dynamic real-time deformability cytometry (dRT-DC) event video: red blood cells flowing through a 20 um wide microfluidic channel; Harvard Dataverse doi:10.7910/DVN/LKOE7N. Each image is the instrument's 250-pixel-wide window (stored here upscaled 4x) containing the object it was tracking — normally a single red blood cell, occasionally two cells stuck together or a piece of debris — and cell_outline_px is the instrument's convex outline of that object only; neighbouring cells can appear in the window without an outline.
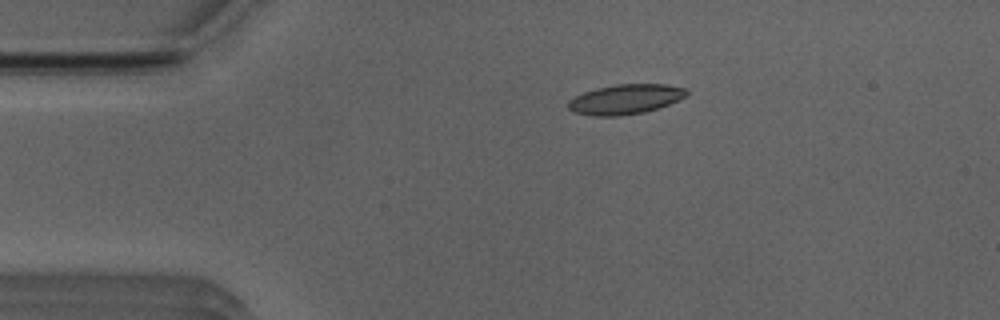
{"species": "Egyptian fruit bat (a non-hibernating species)", "species_latin": "Rousettus aegyptiacus", "temperature_condition": "room temperature", "stored_images_in_passage": 43, "camera_frame_rate_fps": 3000, "um_per_image_px": 0.085, "animal": {"sex": "male"}, "frame": {"image": 1, "passage_image": 1, "time_ms": 0.0, "image_size_px": [1000, 320], "cell_outline_px": [[688, 96], [668, 104], [644, 112], [620, 116], [592, 116], [572, 112], [568, 108], [568, 100], [584, 92], [596, 88], [616, 84], [668, 84], [688, 88]], "centroid_in_image_um": [53.17, 8.43], "position_along_channel_um": 31.8, "area_um2": 20.75}}
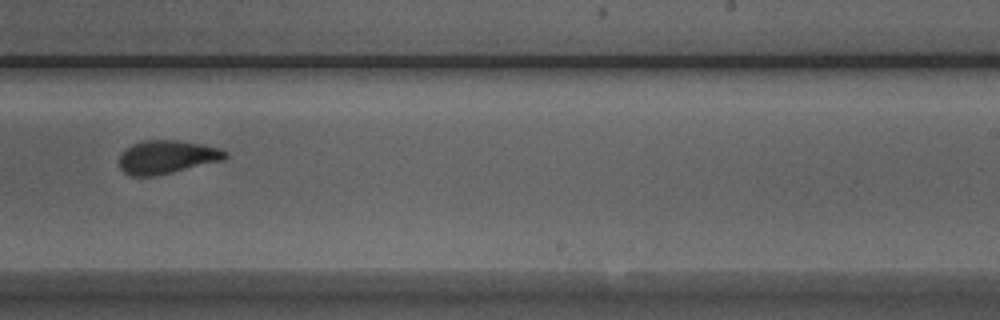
{"frame": {"image": 2, "passage_image": 23, "time_ms": 7.333, "image_size_px": [1000, 320], "cell_outline_px": [[228, 156], [224, 160], [156, 176], [128, 176], [120, 168], [120, 156], [132, 144], [140, 140], [176, 140], [200, 144], [220, 148], [228, 152]], "centroid_in_image_um": [14.2, 13.35], "position_along_channel_um": 274.8, "area_um2": 20.63}}
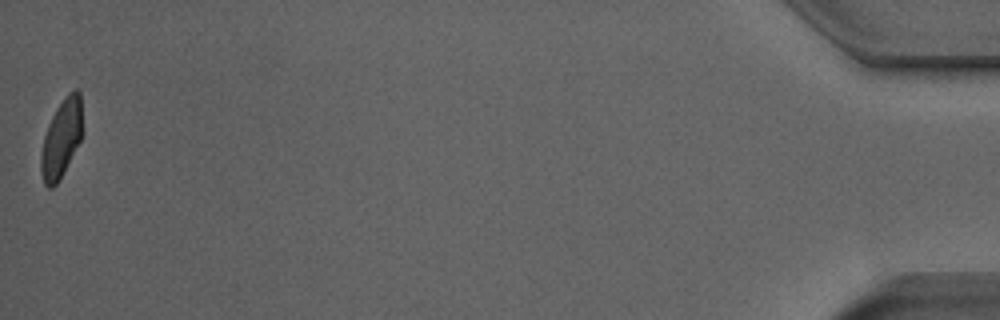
{"frame": {"image": 3, "passage_image": 43, "time_ms": 14.0, "image_size_px": [1000, 320], "cell_outline_px": [[84, 132], [60, 180], [52, 188], [48, 188], [44, 184], [40, 172], [40, 156], [44, 136], [48, 124], [56, 108], [68, 92], [76, 88], [80, 92]], "centroid_in_image_um": [5.23, 11.76], "position_along_channel_um": 430.0, "area_um2": 19.25}, "authors_computed_cell_mechanics": {"area_um2": 20.7502, "velocity_mm_per_s": 3.9178, "shape_relaxation_time_tau1_ms": 2.8969, "shape_relaxation_time_tau2_ms": 1.5841, "deformation_change_tau1": 0.1637, "deformation_change_tau2": 0.0883}}